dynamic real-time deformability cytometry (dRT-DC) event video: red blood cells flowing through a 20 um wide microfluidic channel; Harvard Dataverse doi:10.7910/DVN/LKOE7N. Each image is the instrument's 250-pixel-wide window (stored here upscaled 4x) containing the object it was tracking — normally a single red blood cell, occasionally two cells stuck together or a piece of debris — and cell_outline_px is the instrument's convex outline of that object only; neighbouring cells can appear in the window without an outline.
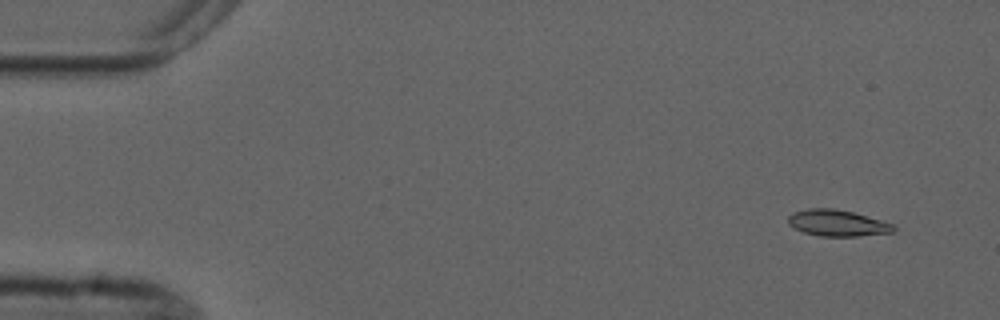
{"species": "common noctule bat (a hibernating species)", "species_latin": "Nyctalus noctula", "temperature_condition": "cold", "stored_images_in_passage": 9, "camera_frame_rate_fps": 3000, "um_per_image_px": 0.085, "animal": {"sex": "male", "forearm_length_mm": 52.5}, "frame": {"image": 1, "passage_image": 1, "time_ms": 0.0, "image_size_px": [1000, 320], "cell_outline_px": [[896, 228], [892, 232], [860, 236], [820, 236], [804, 232], [788, 224], [788, 216], [792, 212], [808, 208], [832, 208], [852, 212], [880, 220], [892, 224]], "centroid_in_image_um": [71.14, 18.95], "position_along_channel_um": 13.9, "area_um2": 16.01}}
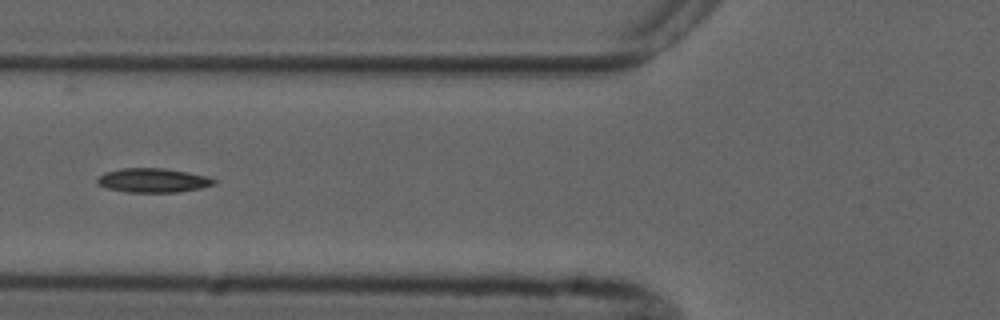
{"frame": {"image": 2, "passage_image": 6, "time_ms": 5.667, "image_size_px": [1000, 320], "cell_outline_px": [[216, 184], [200, 188], [176, 192], [128, 192], [108, 188], [100, 184], [96, 180], [104, 172], [124, 168], [164, 168], [188, 172], [204, 176], [216, 180]], "centroid_in_image_um": [13.01, 15.32], "position_along_channel_um": 112.8, "area_um2": 16.18}}
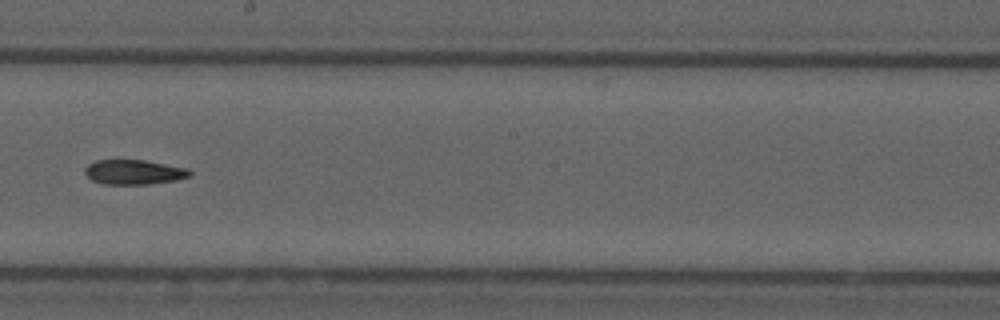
{"frame": {"image": 3, "passage_image": 9, "time_ms": 9.0, "image_size_px": [1000, 320], "cell_outline_px": [[192, 176], [176, 180], [148, 184], [104, 184], [92, 180], [84, 172], [84, 168], [88, 164], [96, 160], [144, 160], [188, 168], [192, 172]], "centroid_in_image_um": [11.4, 14.62], "position_along_channel_um": 236.8, "area_um2": 15.14}}